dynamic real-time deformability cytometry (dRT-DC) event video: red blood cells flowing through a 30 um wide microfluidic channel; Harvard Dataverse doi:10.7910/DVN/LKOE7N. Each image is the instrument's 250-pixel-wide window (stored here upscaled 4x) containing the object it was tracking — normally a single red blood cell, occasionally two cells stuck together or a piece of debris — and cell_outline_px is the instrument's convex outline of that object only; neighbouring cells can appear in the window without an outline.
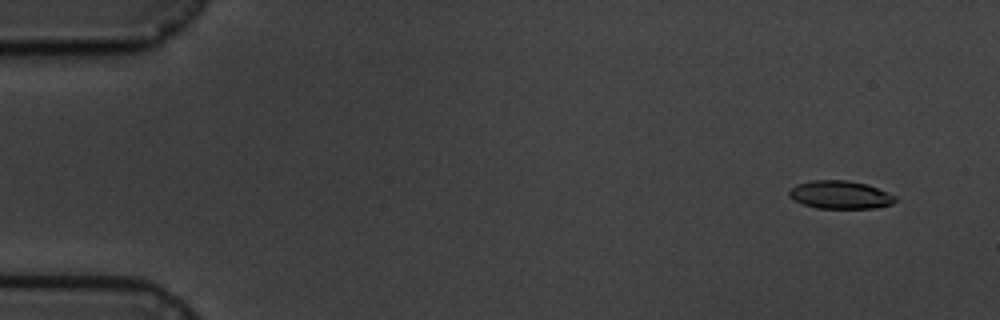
{"species": "common noctule bat (a hibernating species)", "species_latin": "Nyctalus noctula", "temperature_condition": "cold", "stored_images_in_passage": 4, "camera_frame_rate_fps": 3000, "um_per_image_px": 0.085, "animal": {"sex": "male", "body_mass_g": 19.5, "forearm_length_mm": 54.6}, "frame": {"image": 1, "passage_image": 1, "time_ms": 0.0, "image_size_px": [1000, 320], "cell_outline_px": [[896, 200], [892, 204], [876, 208], [816, 208], [792, 200], [788, 196], [788, 188], [796, 184], [812, 180], [848, 180], [868, 184], [896, 196]], "centroid_in_image_um": [71.37, 16.55], "position_along_channel_um": 13.6, "area_um2": 17.57}}
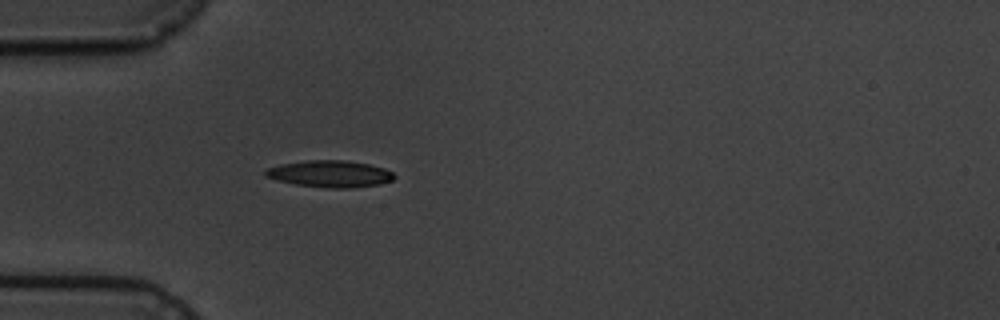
{"frame": {"image": 2, "passage_image": 4, "time_ms": 4.333, "image_size_px": [1000, 320], "cell_outline_px": [[396, 176], [392, 180], [380, 184], [352, 188], [328, 188], [296, 184], [276, 180], [264, 176], [264, 172], [268, 168], [280, 164], [308, 160], [344, 160], [368, 164], [384, 168], [392, 172]], "centroid_in_image_um": [28.05, 14.78], "position_along_channel_um": 57.0, "area_um2": 20.06}}